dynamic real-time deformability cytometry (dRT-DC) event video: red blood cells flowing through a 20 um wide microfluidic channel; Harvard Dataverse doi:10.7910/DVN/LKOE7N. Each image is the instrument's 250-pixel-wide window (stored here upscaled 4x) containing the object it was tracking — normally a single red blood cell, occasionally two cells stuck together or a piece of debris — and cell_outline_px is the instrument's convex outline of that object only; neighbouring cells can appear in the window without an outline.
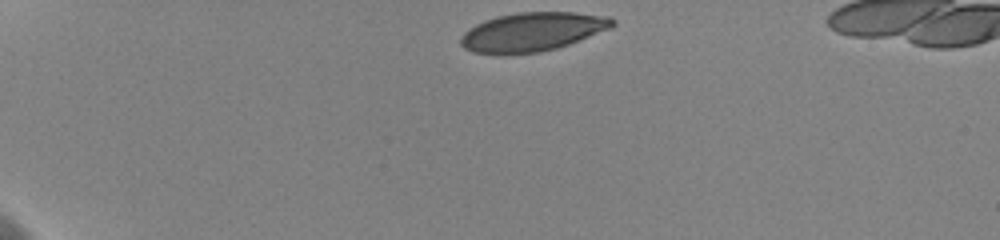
{"species": "human", "species_latin": "Homo sapiens", "temperature_condition": "cold", "stored_images_in_passage": 38, "camera_frame_rate_fps": 3000, "um_per_image_px": 0.085, "donor": {"sex": "female"}, "frame": {"image": 1, "passage_image": 1, "time_ms": 0.0, "image_size_px": [1000, 240], "cell_outline_px": [[616, 24], [612, 28], [568, 44], [556, 48], [540, 52], [500, 56], [472, 52], [464, 48], [460, 44], [460, 36], [464, 32], [476, 24], [484, 20], [496, 16], [516, 12], [572, 12], [612, 16], [616, 20]], "centroid_in_image_um": [45.24, 2.72], "position_along_channel_um": 39.8, "area_um2": 35.03}}
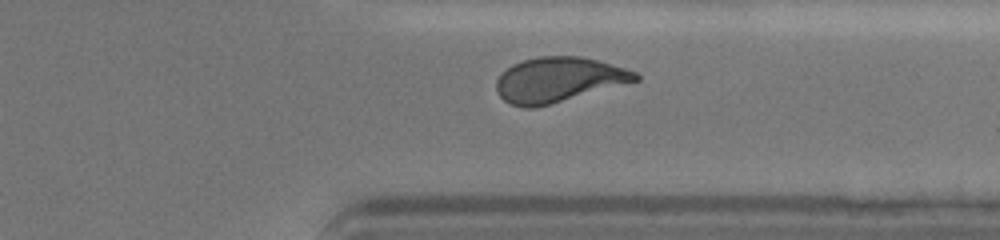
{"frame": {"image": 2, "passage_image": 34, "time_ms": 11.0, "image_size_px": [1000, 240], "cell_outline_px": [[640, 80], [536, 108], [520, 108], [504, 100], [496, 92], [496, 80], [500, 72], [512, 64], [524, 60], [540, 56], [580, 56], [596, 60], [624, 68], [636, 72], [640, 76]], "centroid_in_image_um": [47.43, 6.78], "position_along_channel_um": 364.0, "area_um2": 36.47}}
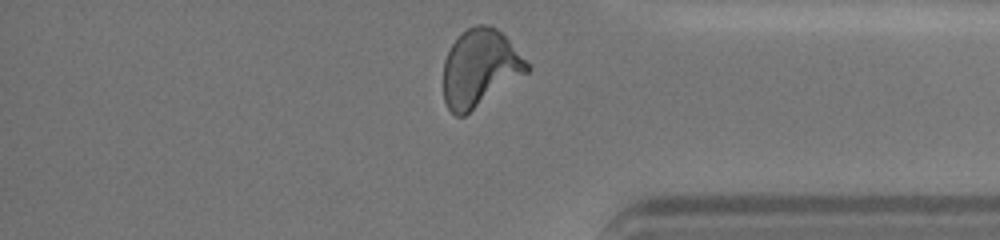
{"frame": {"image": 3, "passage_image": 37, "time_ms": 12.0, "image_size_px": [1000, 240], "cell_outline_px": [[532, 68], [528, 72], [464, 116], [456, 116], [448, 108], [444, 100], [444, 60], [452, 44], [468, 28], [476, 24], [492, 24], [508, 40]], "centroid_in_image_um": [40.79, 5.79], "position_along_channel_um": 394.4, "area_um2": 37.17}, "authors_computed_cell_mechanics": {"area_um2": 36.7319, "velocity_mm_per_s": 3.5881, "shape_relaxation_time_tau1_ms": 5.0477, "shape_relaxation_time_tau2_ms": 1.4946, "deformation_change_tau1": 0.1813, "deformation_change_tau2": 0.0633}}